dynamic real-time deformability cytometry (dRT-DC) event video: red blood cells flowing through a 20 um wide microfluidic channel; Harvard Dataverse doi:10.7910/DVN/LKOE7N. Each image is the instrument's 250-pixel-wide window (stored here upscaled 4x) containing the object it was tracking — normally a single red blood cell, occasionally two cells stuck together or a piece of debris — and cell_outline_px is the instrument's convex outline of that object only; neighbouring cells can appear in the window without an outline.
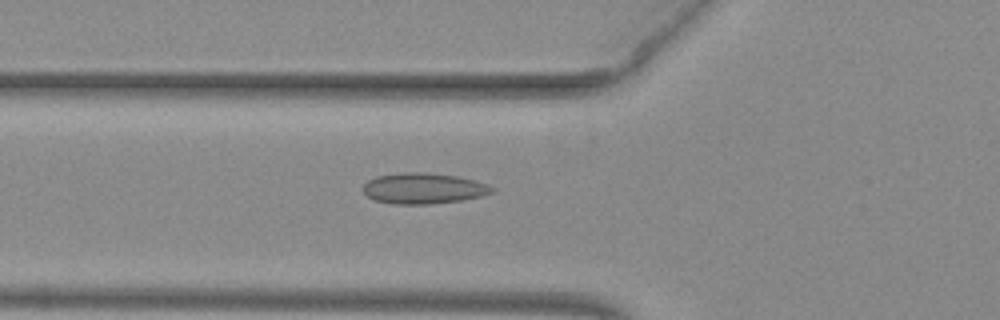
{"species": "common noctule bat (a hibernating species)", "species_latin": "Nyctalus noctula", "temperature_condition": "warm", "stored_images_in_passage": 53, "camera_frame_rate_fps": 3000, "um_per_image_px": 0.085, "animal": {"sex": "female", "body_mass_g": 29.2, "forearm_length_mm": 56.3}, "frame": {"image": 1, "passage_image": 20, "time_ms": 6.333, "image_size_px": [1000, 320], "cell_outline_px": [[496, 192], [464, 200], [432, 204], [392, 204], [372, 200], [360, 188], [368, 180], [376, 176], [404, 172], [424, 172], [456, 176], [476, 180], [488, 184], [496, 188]], "centroid_in_image_um": [36.01, 16.02], "position_along_channel_um": 89.8, "area_um2": 23.52}}
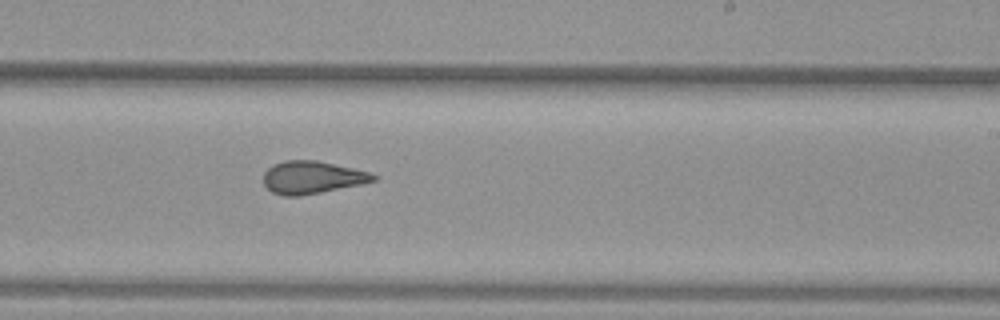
{"frame": {"image": 2, "passage_image": 33, "time_ms": 10.667, "image_size_px": [1000, 320], "cell_outline_px": [[380, 176], [376, 180], [364, 184], [300, 196], [284, 196], [272, 192], [264, 184], [264, 172], [272, 164], [284, 160], [316, 160], [352, 168], [368, 172]], "centroid_in_image_um": [26.54, 15.08], "position_along_channel_um": 262.5, "area_um2": 20.98}}
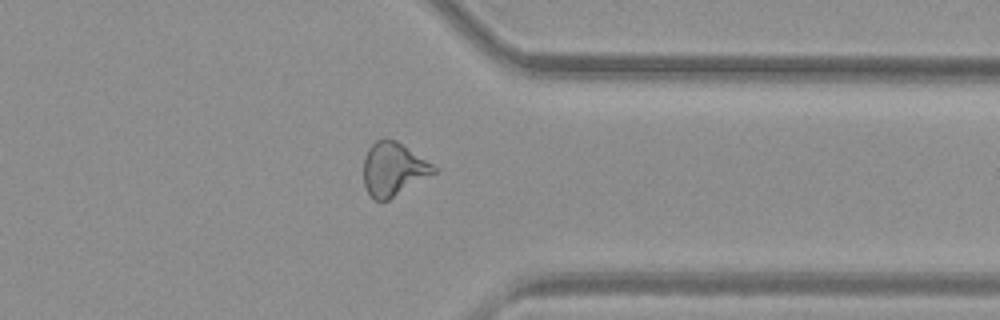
{"frame": {"image": 3, "passage_image": 42, "time_ms": 13.667, "image_size_px": [1000, 320], "cell_outline_px": [[436, 172], [388, 200], [376, 200], [368, 192], [364, 184], [364, 156], [368, 148], [376, 140], [384, 136], [388, 136], [396, 140], [432, 164], [436, 168]], "centroid_in_image_um": [33.4, 14.33], "position_along_channel_um": 378.0, "area_um2": 21.68}, "authors_computed_cell_mechanics": {"area_um2": 22.831, "velocity_mm_per_s": 3.98, "shape_relaxation_time_tau1_ms": null, "shape_relaxation_time_tau2_ms": 1.4384, "deformation_change_tau1": null, "deformation_change_tau2": 0.1014}}